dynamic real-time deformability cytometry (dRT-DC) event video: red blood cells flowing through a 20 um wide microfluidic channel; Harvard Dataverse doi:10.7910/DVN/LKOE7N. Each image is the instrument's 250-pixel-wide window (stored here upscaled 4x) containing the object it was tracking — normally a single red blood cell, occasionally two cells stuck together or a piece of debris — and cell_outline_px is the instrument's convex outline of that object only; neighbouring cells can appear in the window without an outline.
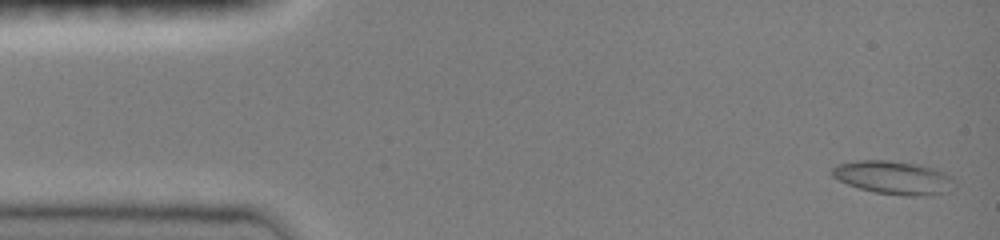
{"species": "common noctule bat (a hibernating species)", "species_latin": "Nyctalus noctula", "temperature_condition": "room temperature", "stored_images_in_passage": 48, "camera_frame_rate_fps": 3000, "um_per_image_px": 0.085, "animal": {"sex": "female", "body_mass_g": 19.0, "forearm_length_mm": 51.5}, "frame": {"image": 1, "passage_image": 2, "time_ms": 0.333, "image_size_px": [1000, 240], "cell_outline_px": [[948, 176], [940, 192], [912, 196], [876, 192], [860, 188], [848, 184], [832, 176], [832, 168], [836, 164], [856, 160], [888, 160], [920, 164], [932, 168]], "centroid_in_image_um": [75.7, 15.04], "position_along_channel_um": 9.3, "area_um2": 22.31}}
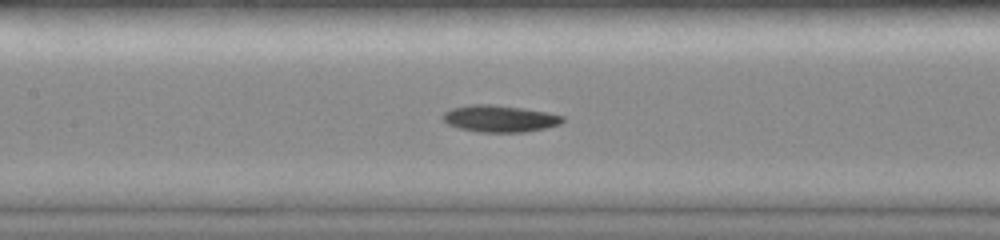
{"frame": {"image": 2, "passage_image": 22, "time_ms": 7.0, "image_size_px": [1000, 240], "cell_outline_px": [[564, 120], [560, 124], [544, 128], [524, 132], [480, 132], [460, 128], [448, 124], [440, 116], [444, 112], [452, 108], [468, 104], [492, 104], [524, 108], [548, 112], [564, 116]], "centroid_in_image_um": [42.47, 10.07], "position_along_channel_um": 164.9, "area_um2": 18.79}}
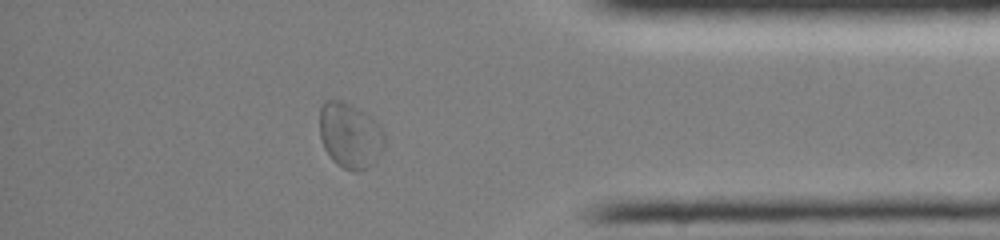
{"frame": {"image": 3, "passage_image": 41, "time_ms": 13.333, "image_size_px": [1000, 240], "cell_outline_px": [[384, 148], [376, 160], [372, 164], [356, 172], [352, 172], [336, 164], [332, 160], [324, 148], [320, 136], [320, 108], [324, 100], [340, 100], [372, 116], [380, 124], [384, 136]], "centroid_in_image_um": [29.75, 11.51], "position_along_channel_um": 405.4, "area_um2": 24.85}, "authors_computed_cell_mechanics": {"area_um2": 19.1029, "velocity_mm_per_s": 4.0249, "shape_relaxation_time_tau1_ms": 1.6833, "shape_relaxation_time_tau2_ms": 5.9999, "deformation_change_tau1": 0.1346, "deformation_change_tau2": 0.1197}}